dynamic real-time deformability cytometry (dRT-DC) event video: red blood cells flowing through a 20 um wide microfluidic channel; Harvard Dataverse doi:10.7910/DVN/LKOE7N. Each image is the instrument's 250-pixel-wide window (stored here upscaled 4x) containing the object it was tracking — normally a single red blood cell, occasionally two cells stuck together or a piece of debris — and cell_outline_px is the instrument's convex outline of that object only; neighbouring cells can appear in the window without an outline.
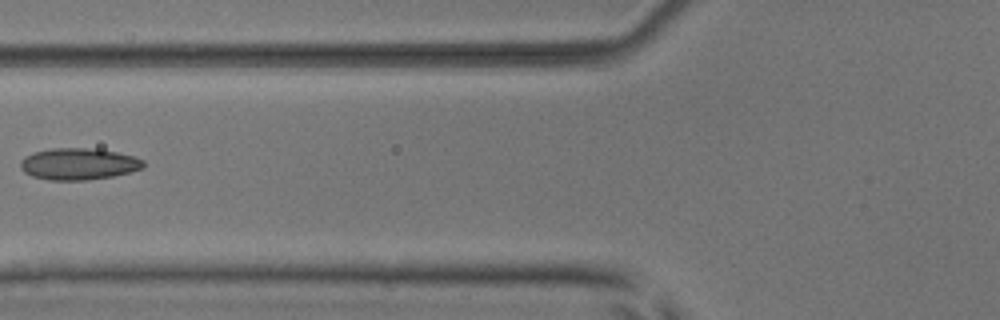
{"species": "common noctule bat (a hibernating species)", "species_latin": "Nyctalus noctula", "temperature_condition": "room temperature", "stored_images_in_passage": 3, "camera_frame_rate_fps": 3000, "um_per_image_px": 0.085, "animal": {"sex": "male", "body_mass_g": 17.9, "forearm_length_mm": 54.2}, "frame": {"image": 1, "passage_image": 3, "time_ms": 2.333, "image_size_px": [1000, 320], "cell_outline_px": [[144, 168], [112, 176], [88, 180], [48, 180], [32, 176], [24, 172], [20, 168], [20, 160], [24, 156], [32, 152], [52, 148], [96, 148], [116, 152], [132, 156], [144, 160]], "centroid_in_image_um": [6.64, 13.93], "position_along_channel_um": 119.2, "area_um2": 22.83}}